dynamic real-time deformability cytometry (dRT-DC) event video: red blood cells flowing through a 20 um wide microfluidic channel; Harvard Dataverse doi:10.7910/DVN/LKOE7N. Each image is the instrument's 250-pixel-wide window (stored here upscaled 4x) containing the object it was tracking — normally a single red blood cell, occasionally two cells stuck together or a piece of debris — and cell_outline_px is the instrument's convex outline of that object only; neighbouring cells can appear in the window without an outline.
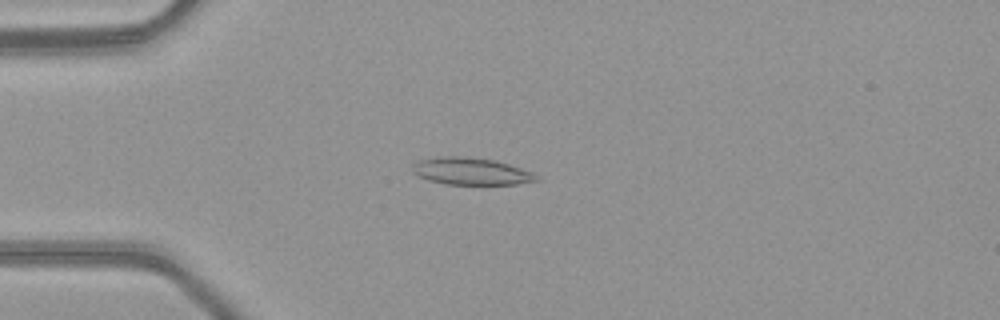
{"species": "common noctule bat (a hibernating species)", "species_latin": "Nyctalus noctula", "temperature_condition": "warm", "stored_images_in_passage": 43, "camera_frame_rate_fps": 3000, "um_per_image_px": 0.085, "animal": {"sex": "female", "body_mass_g": 21.9}, "frame": {"image": 1, "passage_image": 6, "time_ms": 1.667, "image_size_px": [1000, 320], "cell_outline_px": [[540, 180], [516, 184], [444, 184], [428, 180], [412, 172], [412, 164], [420, 160], [436, 156], [456, 156], [492, 160], [508, 164], [532, 172], [540, 176]], "centroid_in_image_um": [40.02, 14.56], "position_along_channel_um": 45.0, "area_um2": 19.48}}
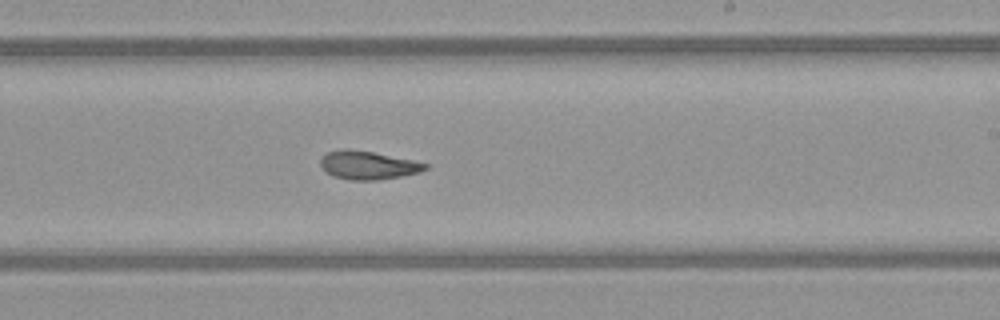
{"frame": {"image": 2, "passage_image": 23, "time_ms": 7.333, "image_size_px": [1000, 320], "cell_outline_px": [[428, 168], [420, 172], [400, 176], [376, 180], [348, 180], [332, 176], [320, 168], [320, 160], [328, 152], [340, 148], [348, 148], [372, 152], [412, 160], [428, 164]], "centroid_in_image_um": [31.23, 14.04], "position_along_channel_um": 257.8, "area_um2": 17.34}}
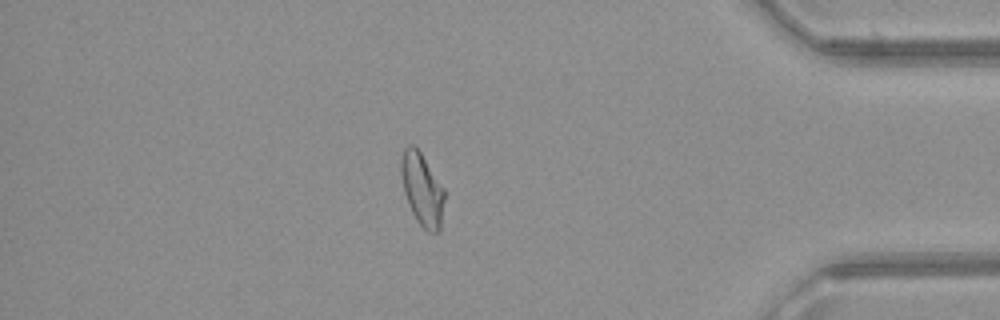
{"frame": {"image": 3, "passage_image": 36, "time_ms": 11.667, "image_size_px": [1000, 320], "cell_outline_px": [[444, 200], [440, 232], [428, 232], [416, 220], [412, 212], [404, 192], [400, 172], [400, 160], [404, 148], [408, 144], [412, 144], [420, 152], [444, 188]], "centroid_in_image_um": [35.87, 16.09], "position_along_channel_um": 399.3, "area_um2": 18.26}, "authors_computed_cell_mechanics": {"area_um2": 18.2648, "velocity_mm_per_s": 4.1162, "shape_relaxation_time_tau1_ms": null, "shape_relaxation_time_tau2_ms": 2.0571, "deformation_change_tau1": null, "deformation_change_tau2": 0.0929}}